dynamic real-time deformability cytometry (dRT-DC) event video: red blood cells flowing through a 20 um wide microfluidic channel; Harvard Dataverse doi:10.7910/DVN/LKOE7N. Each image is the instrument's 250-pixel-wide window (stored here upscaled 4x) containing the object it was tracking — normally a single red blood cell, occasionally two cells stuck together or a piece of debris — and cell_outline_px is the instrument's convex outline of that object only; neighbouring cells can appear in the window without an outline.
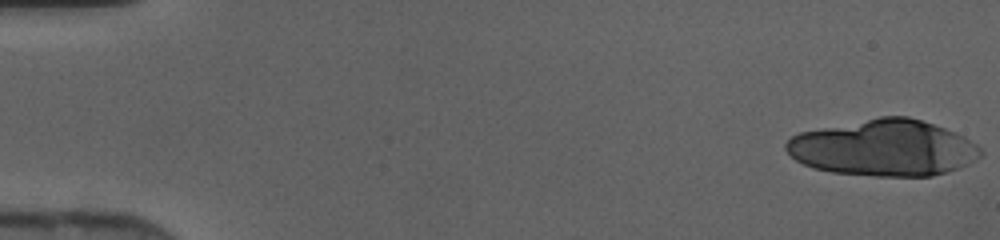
{"species": "human", "species_latin": "Homo sapiens", "temperature_condition": "cold", "stored_images_in_passage": 36, "camera_frame_rate_fps": 3000, "um_per_image_px": 0.085, "donor": {"sex": "female"}, "frame": {"image": 1, "passage_image": 1, "time_ms": 0.0, "image_size_px": [1000, 240], "cell_outline_px": [[984, 152], [976, 160], [968, 164], [932, 176], [876, 176], [832, 172], [812, 168], [796, 160], [784, 148], [784, 144], [792, 136], [800, 132], [880, 116], [908, 116], [944, 128], [964, 136], [976, 144]], "centroid_in_image_um": [75.1, 12.57], "position_along_channel_um": 9.9, "area_um2": 63.52}}
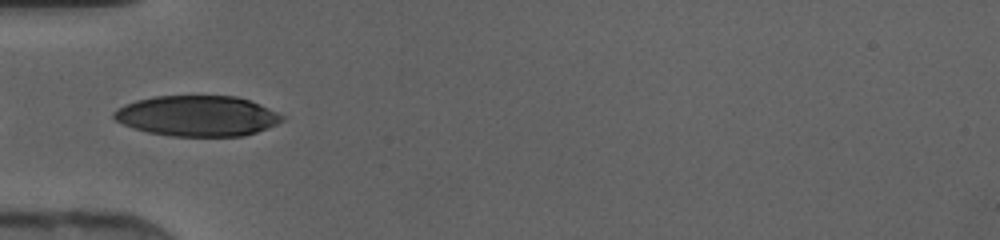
{"frame": {"image": 2, "passage_image": 16, "time_ms": 5.0, "image_size_px": [1000, 240], "cell_outline_px": [[284, 120], [268, 128], [244, 136], [172, 136], [148, 132], [132, 128], [116, 120], [112, 116], [112, 112], [116, 108], [124, 104], [136, 100], [156, 96], [236, 96], [260, 104], [284, 116]], "centroid_in_image_um": [16.75, 9.85], "position_along_channel_um": 68.3, "area_um2": 39.77}}